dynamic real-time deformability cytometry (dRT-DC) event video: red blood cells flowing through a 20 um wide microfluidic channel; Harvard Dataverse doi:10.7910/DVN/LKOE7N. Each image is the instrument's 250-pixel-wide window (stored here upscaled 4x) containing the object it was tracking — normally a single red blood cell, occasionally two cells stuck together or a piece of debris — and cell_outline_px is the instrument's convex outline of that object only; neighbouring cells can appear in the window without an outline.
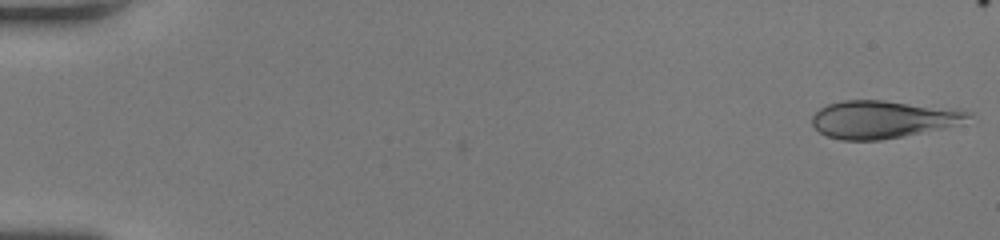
{"species": "human", "species_latin": "Homo sapiens", "temperature_condition": "room temperature", "stored_images_in_passage": 49, "camera_frame_rate_fps": 3000, "um_per_image_px": 0.085, "donor": {"sex": "female"}, "frame": {"image": 1, "passage_image": 1, "time_ms": 0.0, "image_size_px": [1000, 240], "cell_outline_px": [[972, 116], [960, 124], [944, 128], [904, 136], [880, 140], [840, 140], [828, 136], [820, 132], [812, 124], [812, 116], [820, 108], [828, 104], [844, 100], [884, 100], [972, 112]], "centroid_in_image_um": [75.0, 10.15], "position_along_channel_um": 10.0, "area_um2": 33.93}}
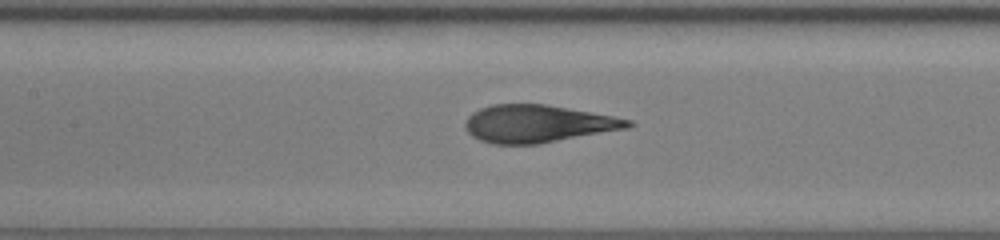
{"frame": {"image": 2, "passage_image": 24, "time_ms": 7.667, "image_size_px": [1000, 240], "cell_outline_px": [[636, 124], [628, 128], [540, 144], [492, 144], [480, 140], [472, 136], [464, 128], [464, 124], [468, 116], [472, 112], [480, 108], [492, 104], [544, 104], [612, 116], [632, 120]], "centroid_in_image_um": [45.69, 10.52], "position_along_channel_um": 161.7, "area_um2": 35.6}}
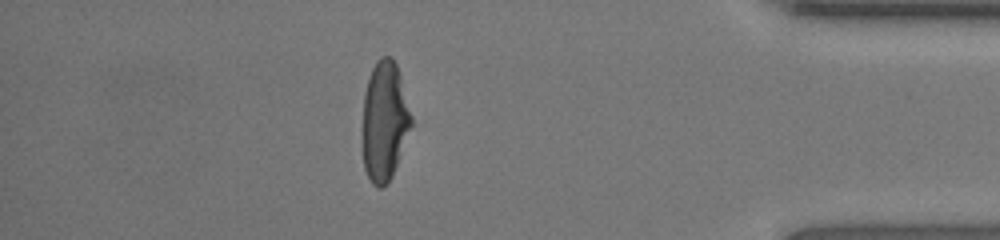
{"frame": {"image": 3, "passage_image": 43, "time_ms": 14.0, "image_size_px": [1000, 240], "cell_outline_px": [[412, 124], [392, 176], [388, 184], [380, 188], [372, 184], [364, 168], [364, 92], [368, 76], [376, 60], [380, 56], [392, 56], [396, 64], [400, 76], [412, 116]], "centroid_in_image_um": [32.69, 10.27], "position_along_channel_um": 402.5, "area_um2": 33.58}, "authors_computed_cell_mechanics": {"area_um2": 35.547, "velocity_mm_per_s": 4.344, "shape_relaxation_time_tau1_ms": 4.8143, "shape_relaxation_time_tau2_ms": 0.6497, "deformation_change_tau1": 0.2319, "deformation_change_tau2": 0.0525}}